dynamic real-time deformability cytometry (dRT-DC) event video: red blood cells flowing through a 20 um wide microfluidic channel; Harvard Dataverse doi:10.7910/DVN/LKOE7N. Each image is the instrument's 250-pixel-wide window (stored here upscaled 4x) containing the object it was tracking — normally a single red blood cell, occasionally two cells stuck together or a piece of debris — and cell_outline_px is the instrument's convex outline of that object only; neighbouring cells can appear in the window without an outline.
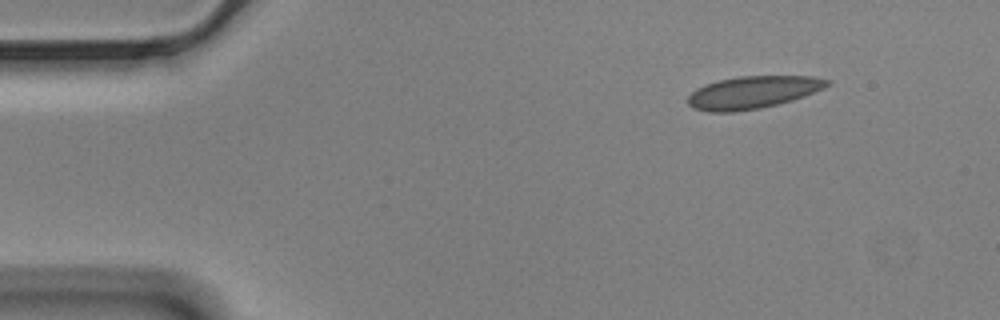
{"species": "Egyptian fruit bat (a non-hibernating species)", "species_latin": "Rousettus aegyptiacus", "temperature_condition": "cold", "stored_images_in_passage": 51, "camera_frame_rate_fps": 3000, "um_per_image_px": 0.085, "animal": {"sex": "male"}, "frame": {"image": 1, "passage_image": 1, "time_ms": 0.0, "image_size_px": [1000, 320], "cell_outline_px": [[832, 84], [824, 88], [804, 96], [792, 100], [760, 108], [732, 112], [708, 112], [692, 108], [688, 104], [688, 96], [696, 88], [704, 84], [720, 80], [740, 76], [812, 76], [832, 80]], "centroid_in_image_um": [63.99, 7.84], "position_along_channel_um": 21.0, "area_um2": 26.41}}
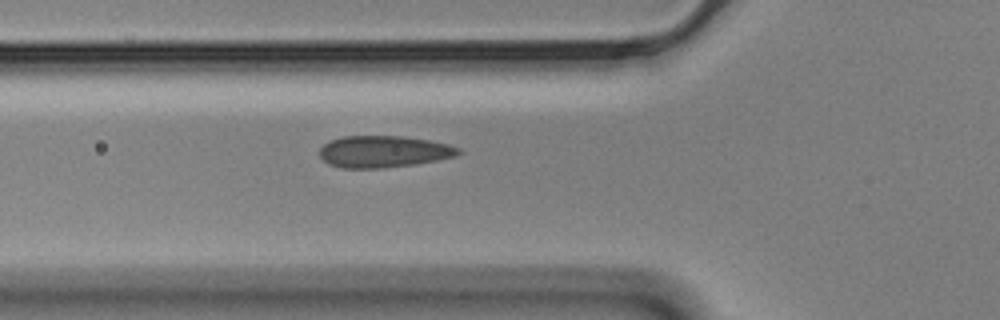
{"frame": {"image": 2, "passage_image": 14, "time_ms": 4.333, "image_size_px": [1000, 320], "cell_outline_px": [[464, 152], [456, 156], [416, 164], [384, 168], [340, 168], [328, 164], [320, 156], [320, 148], [324, 144], [332, 140], [344, 136], [404, 136], [428, 140], [448, 144], [460, 148]], "centroid_in_image_um": [32.63, 12.89], "position_along_channel_um": 93.2, "area_um2": 25.78}}
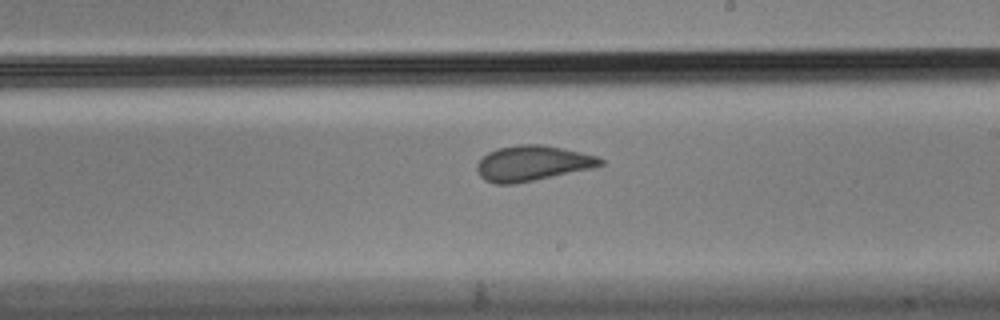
{"frame": {"image": 3, "passage_image": 27, "time_ms": 8.667, "image_size_px": [1000, 320], "cell_outline_px": [[604, 164], [592, 168], [516, 184], [496, 184], [484, 180], [480, 176], [476, 168], [476, 164], [488, 152], [496, 148], [520, 144], [540, 144], [580, 152], [596, 156], [604, 160]], "centroid_in_image_um": [45.22, 13.88], "position_along_channel_um": 243.8, "area_um2": 25.32}}